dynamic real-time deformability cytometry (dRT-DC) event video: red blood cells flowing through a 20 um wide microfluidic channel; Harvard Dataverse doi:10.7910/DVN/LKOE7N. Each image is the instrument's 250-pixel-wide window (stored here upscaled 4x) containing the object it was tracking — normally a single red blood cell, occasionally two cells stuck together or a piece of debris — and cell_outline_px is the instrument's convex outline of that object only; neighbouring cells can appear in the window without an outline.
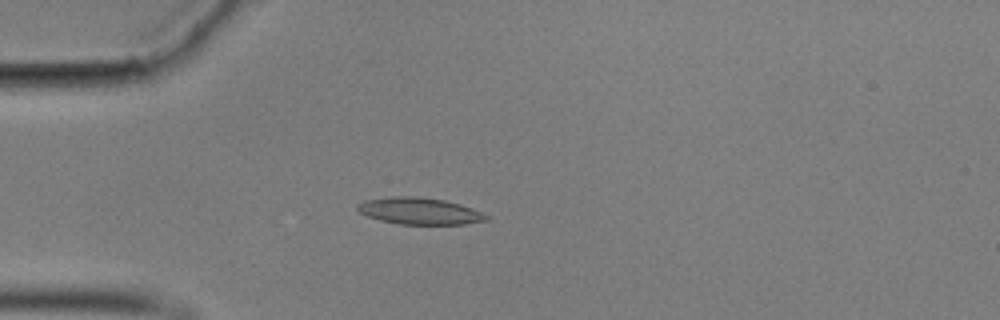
{"species": "common noctule bat (a hibernating species)", "species_latin": "Nyctalus noctula", "temperature_condition": "cold", "stored_images_in_passage": 57, "camera_frame_rate_fps": 3000, "um_per_image_px": 0.085, "animal": {"sex": "male", "body_mass_g": 17.9}, "frame": {"image": 1, "passage_image": 16, "time_ms": 5.0, "image_size_px": [1000, 320], "cell_outline_px": [[488, 220], [464, 224], [400, 224], [380, 220], [368, 216], [360, 212], [356, 208], [356, 204], [364, 200], [392, 196], [416, 196], [444, 200], [460, 204], [472, 208], [488, 216]], "centroid_in_image_um": [35.63, 17.93], "position_along_channel_um": 49.4, "area_um2": 20.0}}
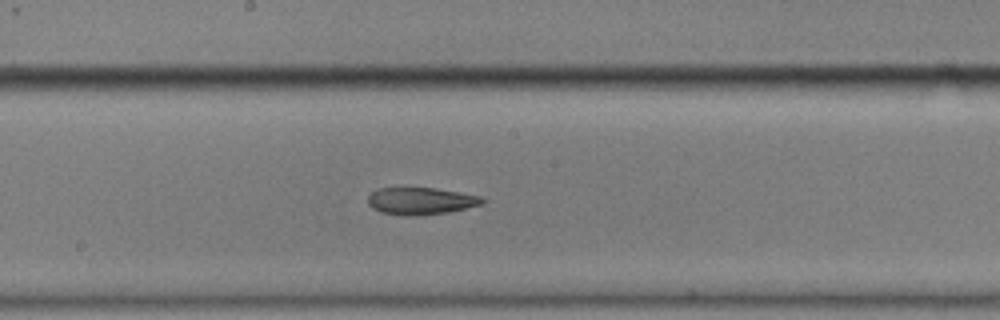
{"frame": {"image": 2, "passage_image": 31, "time_ms": 10.0, "image_size_px": [1000, 320], "cell_outline_px": [[484, 204], [448, 212], [416, 216], [408, 216], [380, 212], [372, 208], [368, 204], [368, 196], [376, 188], [436, 188], [480, 196], [484, 200]], "centroid_in_image_um": [35.74, 17.09], "position_along_channel_um": 212.5, "area_um2": 18.09}}
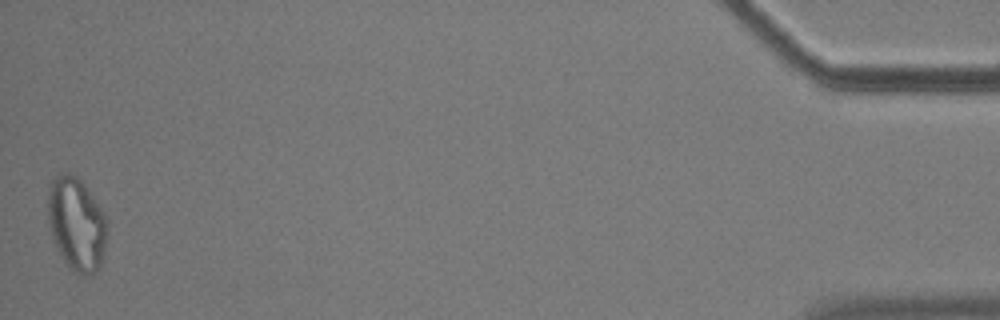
{"frame": {"image": 3, "passage_image": 57, "time_ms": 18.667, "image_size_px": [1000, 320], "cell_outline_px": [[108, 232], [104, 252], [100, 268], [96, 272], [88, 276], [84, 276], [72, 272], [56, 248], [52, 240], [48, 220], [48, 192], [52, 180], [60, 172], [68, 172], [76, 176], [84, 184], [100, 208], [104, 216]], "centroid_in_image_um": [6.5, 19.08], "position_along_channel_um": 428.7, "area_um2": 32.43}, "authors_computed_cell_mechanics": {"area_um2": 19.7098, "velocity_mm_per_s": 3.5188, "shape_relaxation_time_tau1_ms": null, "shape_relaxation_time_tau2_ms": 9.8939, "deformation_change_tau1": null, "deformation_change_tau2": 0.2038}}